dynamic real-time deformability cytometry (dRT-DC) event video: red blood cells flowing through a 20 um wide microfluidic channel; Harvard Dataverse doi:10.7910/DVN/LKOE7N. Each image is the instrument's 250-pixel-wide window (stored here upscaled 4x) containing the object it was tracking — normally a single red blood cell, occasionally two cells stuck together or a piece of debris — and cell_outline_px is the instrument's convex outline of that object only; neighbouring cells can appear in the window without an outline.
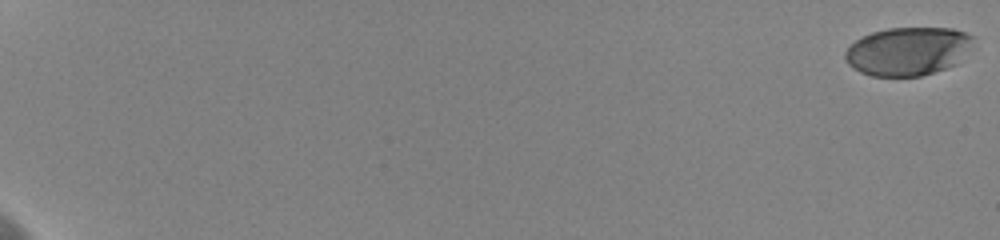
{"species": "human", "species_latin": "Homo sapiens", "temperature_condition": "cold", "stored_images_in_passage": 18, "camera_frame_rate_fps": 3000, "um_per_image_px": 0.085, "donor": {"sex": "female"}, "frame": {"image": 1, "passage_image": 1, "time_ms": 0.0, "image_size_px": [1000, 240], "cell_outline_px": [[976, 36], [956, 64], [920, 76], [872, 76], [860, 72], [852, 68], [848, 64], [844, 56], [844, 52], [856, 40], [872, 32], [888, 28], [952, 28]], "centroid_in_image_um": [77.13, 4.35], "position_along_channel_um": 7.9, "area_um2": 35.78}}
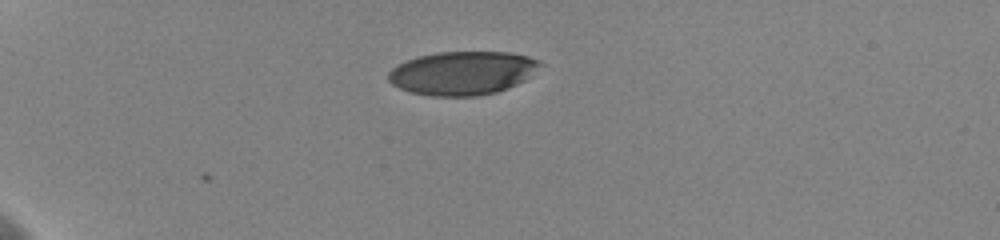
{"frame": {"image": 2, "passage_image": 10, "time_ms": 6.0, "image_size_px": [1000, 240], "cell_outline_px": [[544, 64], [524, 80], [516, 84], [496, 92], [476, 96], [432, 96], [412, 92], [400, 88], [392, 84], [388, 80], [388, 72], [392, 68], [416, 56], [436, 52], [508, 52], [528, 56], [540, 60]], "centroid_in_image_um": [39.32, 6.2], "position_along_channel_um": 45.7, "area_um2": 38.44}}